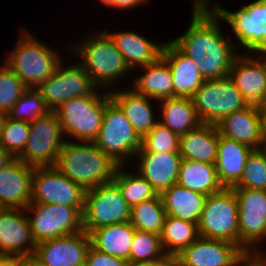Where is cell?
<instances>
[{
    "label": "cell",
    "instance_id": "6da1fadb",
    "mask_svg": "<svg viewBox=\"0 0 266 266\" xmlns=\"http://www.w3.org/2000/svg\"><path fill=\"white\" fill-rule=\"evenodd\" d=\"M209 0H195L191 24L185 34L171 42L197 65L205 80L229 76L234 54L233 44L221 33L218 17L208 9Z\"/></svg>",
    "mask_w": 266,
    "mask_h": 266
},
{
    "label": "cell",
    "instance_id": "7a4b0ae2",
    "mask_svg": "<svg viewBox=\"0 0 266 266\" xmlns=\"http://www.w3.org/2000/svg\"><path fill=\"white\" fill-rule=\"evenodd\" d=\"M118 166L93 142L68 141L61 148L55 165L63 175L85 191L111 182Z\"/></svg>",
    "mask_w": 266,
    "mask_h": 266
},
{
    "label": "cell",
    "instance_id": "3957f363",
    "mask_svg": "<svg viewBox=\"0 0 266 266\" xmlns=\"http://www.w3.org/2000/svg\"><path fill=\"white\" fill-rule=\"evenodd\" d=\"M95 91L86 96L74 97L54 112L63 134L71 135L79 142H94L101 128L105 106L112 100L110 92L99 96Z\"/></svg>",
    "mask_w": 266,
    "mask_h": 266
},
{
    "label": "cell",
    "instance_id": "277c9868",
    "mask_svg": "<svg viewBox=\"0 0 266 266\" xmlns=\"http://www.w3.org/2000/svg\"><path fill=\"white\" fill-rule=\"evenodd\" d=\"M22 33L5 64L28 88H38L54 73L61 59L56 51L34 39L25 29Z\"/></svg>",
    "mask_w": 266,
    "mask_h": 266
},
{
    "label": "cell",
    "instance_id": "5b68a950",
    "mask_svg": "<svg viewBox=\"0 0 266 266\" xmlns=\"http://www.w3.org/2000/svg\"><path fill=\"white\" fill-rule=\"evenodd\" d=\"M107 32L103 31L96 38H87L74 48L75 53L78 52L82 57L83 63L80 64L96 87L112 85L117 77L124 76L123 74L130 69Z\"/></svg>",
    "mask_w": 266,
    "mask_h": 266
},
{
    "label": "cell",
    "instance_id": "8992f818",
    "mask_svg": "<svg viewBox=\"0 0 266 266\" xmlns=\"http://www.w3.org/2000/svg\"><path fill=\"white\" fill-rule=\"evenodd\" d=\"M238 201L232 188L207 196L198 222L199 236L239 246Z\"/></svg>",
    "mask_w": 266,
    "mask_h": 266
},
{
    "label": "cell",
    "instance_id": "52a82bcc",
    "mask_svg": "<svg viewBox=\"0 0 266 266\" xmlns=\"http://www.w3.org/2000/svg\"><path fill=\"white\" fill-rule=\"evenodd\" d=\"M93 143L118 165H122L127 156H135L141 148V138L113 100L105 106L101 128Z\"/></svg>",
    "mask_w": 266,
    "mask_h": 266
},
{
    "label": "cell",
    "instance_id": "ba28073f",
    "mask_svg": "<svg viewBox=\"0 0 266 266\" xmlns=\"http://www.w3.org/2000/svg\"><path fill=\"white\" fill-rule=\"evenodd\" d=\"M191 99L201 122L215 126L228 115L248 106L229 76L206 80Z\"/></svg>",
    "mask_w": 266,
    "mask_h": 266
},
{
    "label": "cell",
    "instance_id": "9c48e42d",
    "mask_svg": "<svg viewBox=\"0 0 266 266\" xmlns=\"http://www.w3.org/2000/svg\"><path fill=\"white\" fill-rule=\"evenodd\" d=\"M131 207L119 187L108 182L85 191L83 230L88 234L103 226L130 220Z\"/></svg>",
    "mask_w": 266,
    "mask_h": 266
},
{
    "label": "cell",
    "instance_id": "30bf717a",
    "mask_svg": "<svg viewBox=\"0 0 266 266\" xmlns=\"http://www.w3.org/2000/svg\"><path fill=\"white\" fill-rule=\"evenodd\" d=\"M30 131L24 151L17 157L33 167H55L65 144L61 124L54 111L29 123Z\"/></svg>",
    "mask_w": 266,
    "mask_h": 266
},
{
    "label": "cell",
    "instance_id": "8fae6325",
    "mask_svg": "<svg viewBox=\"0 0 266 266\" xmlns=\"http://www.w3.org/2000/svg\"><path fill=\"white\" fill-rule=\"evenodd\" d=\"M25 209L35 214L27 218L36 244L84 231L83 214L76 207L30 203Z\"/></svg>",
    "mask_w": 266,
    "mask_h": 266
},
{
    "label": "cell",
    "instance_id": "7c38bea8",
    "mask_svg": "<svg viewBox=\"0 0 266 266\" xmlns=\"http://www.w3.org/2000/svg\"><path fill=\"white\" fill-rule=\"evenodd\" d=\"M85 190L63 175L56 167H35L30 203L76 207L84 211Z\"/></svg>",
    "mask_w": 266,
    "mask_h": 266
},
{
    "label": "cell",
    "instance_id": "4fadbf2b",
    "mask_svg": "<svg viewBox=\"0 0 266 266\" xmlns=\"http://www.w3.org/2000/svg\"><path fill=\"white\" fill-rule=\"evenodd\" d=\"M211 9L218 18L230 24L240 42L237 46L266 54V0L252 2L237 12L227 11L219 6Z\"/></svg>",
    "mask_w": 266,
    "mask_h": 266
},
{
    "label": "cell",
    "instance_id": "5bb4252c",
    "mask_svg": "<svg viewBox=\"0 0 266 266\" xmlns=\"http://www.w3.org/2000/svg\"><path fill=\"white\" fill-rule=\"evenodd\" d=\"M232 189L238 201L239 247L249 252L251 245L266 237V190Z\"/></svg>",
    "mask_w": 266,
    "mask_h": 266
},
{
    "label": "cell",
    "instance_id": "9a60e30c",
    "mask_svg": "<svg viewBox=\"0 0 266 266\" xmlns=\"http://www.w3.org/2000/svg\"><path fill=\"white\" fill-rule=\"evenodd\" d=\"M20 211L19 208H0V256L19 259L34 255L36 242L28 218Z\"/></svg>",
    "mask_w": 266,
    "mask_h": 266
},
{
    "label": "cell",
    "instance_id": "2e32d148",
    "mask_svg": "<svg viewBox=\"0 0 266 266\" xmlns=\"http://www.w3.org/2000/svg\"><path fill=\"white\" fill-rule=\"evenodd\" d=\"M90 247L89 234L81 231L37 243L34 256L47 266H85Z\"/></svg>",
    "mask_w": 266,
    "mask_h": 266
},
{
    "label": "cell",
    "instance_id": "e0dca14e",
    "mask_svg": "<svg viewBox=\"0 0 266 266\" xmlns=\"http://www.w3.org/2000/svg\"><path fill=\"white\" fill-rule=\"evenodd\" d=\"M244 251L223 240L198 237L175 256L176 266H234Z\"/></svg>",
    "mask_w": 266,
    "mask_h": 266
},
{
    "label": "cell",
    "instance_id": "ac0fdd59",
    "mask_svg": "<svg viewBox=\"0 0 266 266\" xmlns=\"http://www.w3.org/2000/svg\"><path fill=\"white\" fill-rule=\"evenodd\" d=\"M33 166L14 158L0 169V208H25L31 202Z\"/></svg>",
    "mask_w": 266,
    "mask_h": 266
},
{
    "label": "cell",
    "instance_id": "d6986e66",
    "mask_svg": "<svg viewBox=\"0 0 266 266\" xmlns=\"http://www.w3.org/2000/svg\"><path fill=\"white\" fill-rule=\"evenodd\" d=\"M239 56L232 62L229 78L248 105L257 106L266 88V54L261 53L260 59L244 54Z\"/></svg>",
    "mask_w": 266,
    "mask_h": 266
},
{
    "label": "cell",
    "instance_id": "ffe728a7",
    "mask_svg": "<svg viewBox=\"0 0 266 266\" xmlns=\"http://www.w3.org/2000/svg\"><path fill=\"white\" fill-rule=\"evenodd\" d=\"M216 126L221 136L259 149L264 123L263 113L255 105L233 112Z\"/></svg>",
    "mask_w": 266,
    "mask_h": 266
},
{
    "label": "cell",
    "instance_id": "44dd1931",
    "mask_svg": "<svg viewBox=\"0 0 266 266\" xmlns=\"http://www.w3.org/2000/svg\"><path fill=\"white\" fill-rule=\"evenodd\" d=\"M161 57L168 63L173 76V97L192 98L206 81L194 61L171 41L164 43Z\"/></svg>",
    "mask_w": 266,
    "mask_h": 266
},
{
    "label": "cell",
    "instance_id": "7402d4cb",
    "mask_svg": "<svg viewBox=\"0 0 266 266\" xmlns=\"http://www.w3.org/2000/svg\"><path fill=\"white\" fill-rule=\"evenodd\" d=\"M135 156H139V174L158 194L177 182L182 159L179 152H137Z\"/></svg>",
    "mask_w": 266,
    "mask_h": 266
},
{
    "label": "cell",
    "instance_id": "603a6c76",
    "mask_svg": "<svg viewBox=\"0 0 266 266\" xmlns=\"http://www.w3.org/2000/svg\"><path fill=\"white\" fill-rule=\"evenodd\" d=\"M254 149L220 135L215 168L223 188L235 187L241 179L245 164Z\"/></svg>",
    "mask_w": 266,
    "mask_h": 266
},
{
    "label": "cell",
    "instance_id": "cb8c5ba5",
    "mask_svg": "<svg viewBox=\"0 0 266 266\" xmlns=\"http://www.w3.org/2000/svg\"><path fill=\"white\" fill-rule=\"evenodd\" d=\"M219 137L217 126L201 123L179 137L181 158L215 165Z\"/></svg>",
    "mask_w": 266,
    "mask_h": 266
},
{
    "label": "cell",
    "instance_id": "d4e9b609",
    "mask_svg": "<svg viewBox=\"0 0 266 266\" xmlns=\"http://www.w3.org/2000/svg\"><path fill=\"white\" fill-rule=\"evenodd\" d=\"M108 34L130 69L154 63L161 57L164 43H153L131 31Z\"/></svg>",
    "mask_w": 266,
    "mask_h": 266
},
{
    "label": "cell",
    "instance_id": "484cf974",
    "mask_svg": "<svg viewBox=\"0 0 266 266\" xmlns=\"http://www.w3.org/2000/svg\"><path fill=\"white\" fill-rule=\"evenodd\" d=\"M159 195L167 215L198 224L206 195L188 190L177 183Z\"/></svg>",
    "mask_w": 266,
    "mask_h": 266
},
{
    "label": "cell",
    "instance_id": "4316f807",
    "mask_svg": "<svg viewBox=\"0 0 266 266\" xmlns=\"http://www.w3.org/2000/svg\"><path fill=\"white\" fill-rule=\"evenodd\" d=\"M136 229L128 222L116 223L93 229L90 233L91 246L129 262V253Z\"/></svg>",
    "mask_w": 266,
    "mask_h": 266
},
{
    "label": "cell",
    "instance_id": "83f0119b",
    "mask_svg": "<svg viewBox=\"0 0 266 266\" xmlns=\"http://www.w3.org/2000/svg\"><path fill=\"white\" fill-rule=\"evenodd\" d=\"M111 99L121 108L133 126L134 131L142 139L158 123L154 121L149 97L138 94L134 90L110 93Z\"/></svg>",
    "mask_w": 266,
    "mask_h": 266
},
{
    "label": "cell",
    "instance_id": "f1b7e54d",
    "mask_svg": "<svg viewBox=\"0 0 266 266\" xmlns=\"http://www.w3.org/2000/svg\"><path fill=\"white\" fill-rule=\"evenodd\" d=\"M177 184L206 196L223 189L215 165L181 159Z\"/></svg>",
    "mask_w": 266,
    "mask_h": 266
},
{
    "label": "cell",
    "instance_id": "f546056e",
    "mask_svg": "<svg viewBox=\"0 0 266 266\" xmlns=\"http://www.w3.org/2000/svg\"><path fill=\"white\" fill-rule=\"evenodd\" d=\"M160 101L163 121L158 122L179 137L202 123L191 98L170 97Z\"/></svg>",
    "mask_w": 266,
    "mask_h": 266
},
{
    "label": "cell",
    "instance_id": "4dcf8cb0",
    "mask_svg": "<svg viewBox=\"0 0 266 266\" xmlns=\"http://www.w3.org/2000/svg\"><path fill=\"white\" fill-rule=\"evenodd\" d=\"M143 68L146 73L136 79L135 92L155 100L173 97V76L162 57Z\"/></svg>",
    "mask_w": 266,
    "mask_h": 266
},
{
    "label": "cell",
    "instance_id": "1f68e13d",
    "mask_svg": "<svg viewBox=\"0 0 266 266\" xmlns=\"http://www.w3.org/2000/svg\"><path fill=\"white\" fill-rule=\"evenodd\" d=\"M199 236L197 223L167 215L160 238L167 255L176 256Z\"/></svg>",
    "mask_w": 266,
    "mask_h": 266
},
{
    "label": "cell",
    "instance_id": "d6a6232c",
    "mask_svg": "<svg viewBox=\"0 0 266 266\" xmlns=\"http://www.w3.org/2000/svg\"><path fill=\"white\" fill-rule=\"evenodd\" d=\"M167 213L158 195L133 206L129 222L140 231L161 234Z\"/></svg>",
    "mask_w": 266,
    "mask_h": 266
},
{
    "label": "cell",
    "instance_id": "836d02e7",
    "mask_svg": "<svg viewBox=\"0 0 266 266\" xmlns=\"http://www.w3.org/2000/svg\"><path fill=\"white\" fill-rule=\"evenodd\" d=\"M119 165L112 180L120 189L122 197L132 208L144 200L157 197L159 194L140 174L124 173ZM122 171V172H121Z\"/></svg>",
    "mask_w": 266,
    "mask_h": 266
},
{
    "label": "cell",
    "instance_id": "e575fe53",
    "mask_svg": "<svg viewBox=\"0 0 266 266\" xmlns=\"http://www.w3.org/2000/svg\"><path fill=\"white\" fill-rule=\"evenodd\" d=\"M159 234L135 231L129 253V263H149L166 257Z\"/></svg>",
    "mask_w": 266,
    "mask_h": 266
},
{
    "label": "cell",
    "instance_id": "d590c367",
    "mask_svg": "<svg viewBox=\"0 0 266 266\" xmlns=\"http://www.w3.org/2000/svg\"><path fill=\"white\" fill-rule=\"evenodd\" d=\"M50 111L41 91L38 88H27L6 115L11 120L31 123L39 117L47 115Z\"/></svg>",
    "mask_w": 266,
    "mask_h": 266
},
{
    "label": "cell",
    "instance_id": "8d00e7d4",
    "mask_svg": "<svg viewBox=\"0 0 266 266\" xmlns=\"http://www.w3.org/2000/svg\"><path fill=\"white\" fill-rule=\"evenodd\" d=\"M138 152H179V136L158 122L141 139Z\"/></svg>",
    "mask_w": 266,
    "mask_h": 266
},
{
    "label": "cell",
    "instance_id": "74e56055",
    "mask_svg": "<svg viewBox=\"0 0 266 266\" xmlns=\"http://www.w3.org/2000/svg\"><path fill=\"white\" fill-rule=\"evenodd\" d=\"M28 87L6 65L0 67V113L7 114Z\"/></svg>",
    "mask_w": 266,
    "mask_h": 266
},
{
    "label": "cell",
    "instance_id": "f35d334b",
    "mask_svg": "<svg viewBox=\"0 0 266 266\" xmlns=\"http://www.w3.org/2000/svg\"><path fill=\"white\" fill-rule=\"evenodd\" d=\"M30 126L26 121L11 120L6 116L0 146L17 158L25 149Z\"/></svg>",
    "mask_w": 266,
    "mask_h": 266
},
{
    "label": "cell",
    "instance_id": "ab89813d",
    "mask_svg": "<svg viewBox=\"0 0 266 266\" xmlns=\"http://www.w3.org/2000/svg\"><path fill=\"white\" fill-rule=\"evenodd\" d=\"M233 188L266 190V159L258 149L250 153L240 182Z\"/></svg>",
    "mask_w": 266,
    "mask_h": 266
},
{
    "label": "cell",
    "instance_id": "60d3db41",
    "mask_svg": "<svg viewBox=\"0 0 266 266\" xmlns=\"http://www.w3.org/2000/svg\"><path fill=\"white\" fill-rule=\"evenodd\" d=\"M62 66L60 62L54 73L38 87L51 111L66 102L65 69Z\"/></svg>",
    "mask_w": 266,
    "mask_h": 266
},
{
    "label": "cell",
    "instance_id": "b9f144b4",
    "mask_svg": "<svg viewBox=\"0 0 266 266\" xmlns=\"http://www.w3.org/2000/svg\"><path fill=\"white\" fill-rule=\"evenodd\" d=\"M66 101L92 94L98 89L81 64L65 68Z\"/></svg>",
    "mask_w": 266,
    "mask_h": 266
},
{
    "label": "cell",
    "instance_id": "7bdbcfd3",
    "mask_svg": "<svg viewBox=\"0 0 266 266\" xmlns=\"http://www.w3.org/2000/svg\"><path fill=\"white\" fill-rule=\"evenodd\" d=\"M128 264V261L102 253L92 246L89 248L85 260V266H128Z\"/></svg>",
    "mask_w": 266,
    "mask_h": 266
},
{
    "label": "cell",
    "instance_id": "ee69618b",
    "mask_svg": "<svg viewBox=\"0 0 266 266\" xmlns=\"http://www.w3.org/2000/svg\"><path fill=\"white\" fill-rule=\"evenodd\" d=\"M257 251L258 250H254L252 253L251 251L244 252V254L236 261L234 266H266V256Z\"/></svg>",
    "mask_w": 266,
    "mask_h": 266
},
{
    "label": "cell",
    "instance_id": "f6af8a7d",
    "mask_svg": "<svg viewBox=\"0 0 266 266\" xmlns=\"http://www.w3.org/2000/svg\"><path fill=\"white\" fill-rule=\"evenodd\" d=\"M128 266H176L175 256L167 255L161 260L149 263H129Z\"/></svg>",
    "mask_w": 266,
    "mask_h": 266
},
{
    "label": "cell",
    "instance_id": "bcb514c9",
    "mask_svg": "<svg viewBox=\"0 0 266 266\" xmlns=\"http://www.w3.org/2000/svg\"><path fill=\"white\" fill-rule=\"evenodd\" d=\"M22 266H47L43 264L38 258L34 255H28L18 259Z\"/></svg>",
    "mask_w": 266,
    "mask_h": 266
},
{
    "label": "cell",
    "instance_id": "7dc6e473",
    "mask_svg": "<svg viewBox=\"0 0 266 266\" xmlns=\"http://www.w3.org/2000/svg\"><path fill=\"white\" fill-rule=\"evenodd\" d=\"M14 157L0 146V169L8 165Z\"/></svg>",
    "mask_w": 266,
    "mask_h": 266
},
{
    "label": "cell",
    "instance_id": "c3c4849f",
    "mask_svg": "<svg viewBox=\"0 0 266 266\" xmlns=\"http://www.w3.org/2000/svg\"><path fill=\"white\" fill-rule=\"evenodd\" d=\"M145 1L147 2V0H118V8H131L133 6L143 4Z\"/></svg>",
    "mask_w": 266,
    "mask_h": 266
},
{
    "label": "cell",
    "instance_id": "681fc988",
    "mask_svg": "<svg viewBox=\"0 0 266 266\" xmlns=\"http://www.w3.org/2000/svg\"><path fill=\"white\" fill-rule=\"evenodd\" d=\"M0 266H22V264L18 259L0 256Z\"/></svg>",
    "mask_w": 266,
    "mask_h": 266
},
{
    "label": "cell",
    "instance_id": "f907efd6",
    "mask_svg": "<svg viewBox=\"0 0 266 266\" xmlns=\"http://www.w3.org/2000/svg\"><path fill=\"white\" fill-rule=\"evenodd\" d=\"M262 113L266 111V88L264 90V93L262 95V99L260 103L256 106Z\"/></svg>",
    "mask_w": 266,
    "mask_h": 266
},
{
    "label": "cell",
    "instance_id": "816d5d0a",
    "mask_svg": "<svg viewBox=\"0 0 266 266\" xmlns=\"http://www.w3.org/2000/svg\"><path fill=\"white\" fill-rule=\"evenodd\" d=\"M265 157L266 159V132H264L262 140L260 142V146L258 149Z\"/></svg>",
    "mask_w": 266,
    "mask_h": 266
},
{
    "label": "cell",
    "instance_id": "f5cc1de1",
    "mask_svg": "<svg viewBox=\"0 0 266 266\" xmlns=\"http://www.w3.org/2000/svg\"><path fill=\"white\" fill-rule=\"evenodd\" d=\"M100 1L105 5L112 6V8L113 7L118 8V0H100Z\"/></svg>",
    "mask_w": 266,
    "mask_h": 266
},
{
    "label": "cell",
    "instance_id": "db71d44e",
    "mask_svg": "<svg viewBox=\"0 0 266 266\" xmlns=\"http://www.w3.org/2000/svg\"><path fill=\"white\" fill-rule=\"evenodd\" d=\"M6 114H2L0 113V140H1V137H2V131H3V126H4V123H5V120H6Z\"/></svg>",
    "mask_w": 266,
    "mask_h": 266
},
{
    "label": "cell",
    "instance_id": "11a10c76",
    "mask_svg": "<svg viewBox=\"0 0 266 266\" xmlns=\"http://www.w3.org/2000/svg\"><path fill=\"white\" fill-rule=\"evenodd\" d=\"M264 132H266V111L263 113Z\"/></svg>",
    "mask_w": 266,
    "mask_h": 266
}]
</instances>
